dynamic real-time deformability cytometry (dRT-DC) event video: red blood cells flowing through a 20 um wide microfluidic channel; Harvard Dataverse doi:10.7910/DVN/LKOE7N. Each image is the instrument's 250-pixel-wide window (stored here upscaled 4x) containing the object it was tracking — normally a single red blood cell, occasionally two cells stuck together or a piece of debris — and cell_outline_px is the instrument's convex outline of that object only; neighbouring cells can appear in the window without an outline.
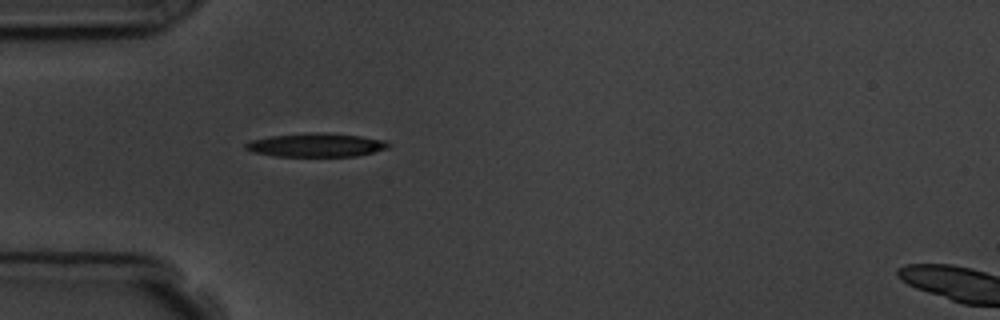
{"species": "common noctule bat (a hibernating species)", "species_latin": "Nyctalus noctula", "temperature_condition": "room temperature", "stored_images_in_passage": 2, "segment_of_instrument_passage": [1, 2], "camera_frame_rate_fps": 3000, "um_per_image_px": 0.085, "animal": {"sex": "male", "body_mass_g": 19.5, "forearm_length_mm": 54.6}, "frame": {"image": 1, "passage_image": 1, "time_ms": 0.0, "image_size_px": [1000, 320], "cell_outline_px": [[392, 144], [388, 148], [356, 156], [276, 156], [252, 152], [244, 148], [244, 144], [252, 140], [272, 136], [316, 132], [324, 132], [360, 136], [388, 140]], "centroid_in_image_um": [26.91, 12.32], "position_along_channel_um": 58.1, "area_um2": 19.65}}